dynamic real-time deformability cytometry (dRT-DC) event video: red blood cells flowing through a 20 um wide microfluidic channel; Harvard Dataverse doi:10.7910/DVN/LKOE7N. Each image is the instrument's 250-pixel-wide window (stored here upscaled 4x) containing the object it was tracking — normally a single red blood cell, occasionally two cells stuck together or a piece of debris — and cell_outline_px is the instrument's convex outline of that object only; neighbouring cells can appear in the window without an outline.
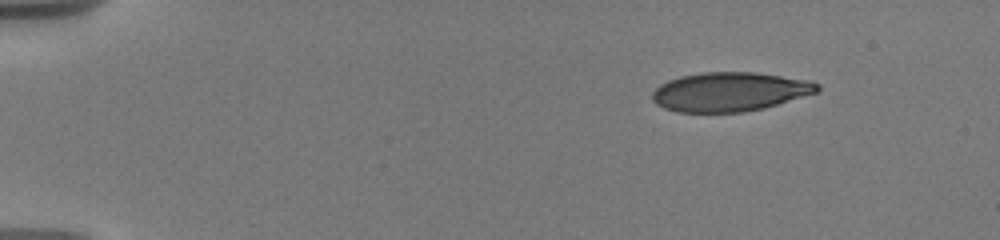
{"species": "human", "species_latin": "Homo sapiens", "temperature_condition": "warm", "stored_images_in_passage": 80, "camera_frame_rate_fps": 3000, "um_per_image_px": 0.085, "donor": {"sex": "male"}, "frame": {"image": 1, "passage_image": 1, "time_ms": 0.0, "image_size_px": [1000, 240], "cell_outline_px": [[820, 88], [816, 92], [764, 108], [744, 112], [676, 112], [664, 108], [656, 104], [652, 100], [652, 92], [660, 84], [668, 80], [680, 76], [704, 72], [756, 72], [812, 80], [820, 84]], "centroid_in_image_um": [62.02, 7.79], "position_along_channel_um": 23.0, "area_um2": 37.74}}
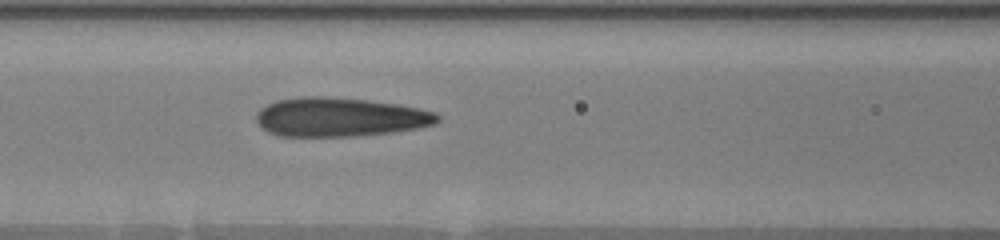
{"frame": {"image": 2, "passage_image": 34, "time_ms": 6.0, "image_size_px": [1000, 240], "cell_outline_px": [[440, 120], [436, 124], [420, 128], [392, 132], [352, 136], [280, 136], [268, 132], [256, 120], [256, 116], [260, 108], [276, 100], [300, 96], [324, 96], [368, 100], [396, 104], [420, 108], [436, 112], [440, 116]], "centroid_in_image_um": [28.92, 9.95], "position_along_channel_um": 137.7, "area_um2": 41.33}}
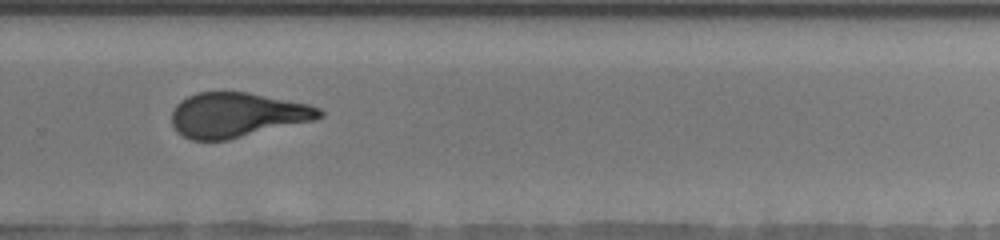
{"frame": {"image": 3, "passage_image": 72, "time_ms": 10.667, "image_size_px": [1000, 240], "cell_outline_px": [[324, 116], [316, 120], [228, 140], [192, 140], [176, 132], [172, 124], [172, 112], [176, 104], [180, 100], [196, 92], [248, 92], [308, 104], [320, 108], [324, 112]], "centroid_in_image_um": [20.16, 9.77], "position_along_channel_um": 309.6, "area_um2": 38.73}}